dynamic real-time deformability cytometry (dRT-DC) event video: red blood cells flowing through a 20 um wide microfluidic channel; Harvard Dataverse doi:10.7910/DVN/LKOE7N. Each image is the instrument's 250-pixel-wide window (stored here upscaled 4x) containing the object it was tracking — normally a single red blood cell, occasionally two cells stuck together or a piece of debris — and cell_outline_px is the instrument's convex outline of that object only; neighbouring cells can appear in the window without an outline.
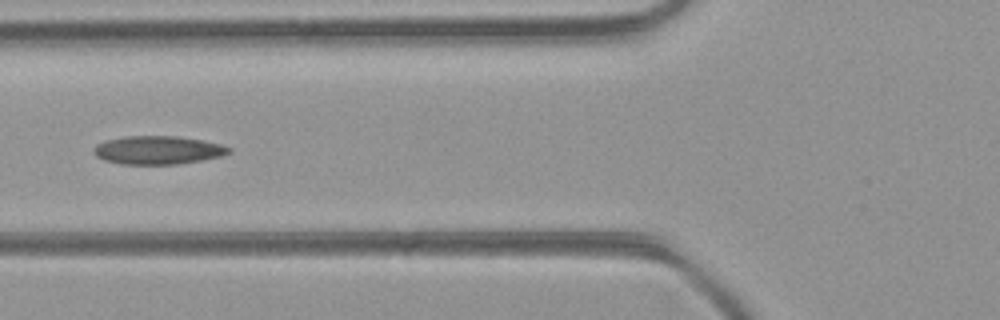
{"species": "common noctule bat (a hibernating species)", "species_latin": "Nyctalus noctula", "temperature_condition": "room temperature", "stored_images_in_passage": 17, "camera_frame_rate_fps": 3000, "um_per_image_px": 0.085, "animal": {"sex": "female", "body_mass_g": 21.9}, "frame": {"image": 1, "passage_image": 10, "time_ms": 3.0, "image_size_px": [1000, 320], "cell_outline_px": [[232, 152], [220, 156], [200, 160], [176, 164], [120, 164], [104, 160], [96, 156], [92, 152], [92, 148], [96, 144], [104, 140], [124, 136], [176, 136], [200, 140], [220, 144], [232, 148]], "centroid_in_image_um": [13.36, 12.75], "position_along_channel_um": 112.4, "area_um2": 22.37}}
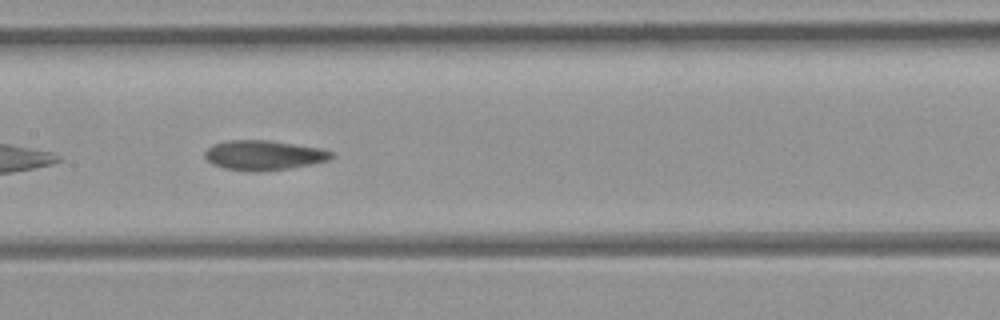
{"frame": {"image": 2, "passage_image": 15, "time_ms": 4.667, "image_size_px": [1000, 320], "cell_outline_px": [[332, 156], [328, 160], [312, 164], [288, 168], [256, 172], [252, 172], [224, 168], [212, 164], [204, 156], [204, 152], [212, 144], [228, 140], [268, 140], [320, 148], [332, 152]], "centroid_in_image_um": [22.37, 13.19], "position_along_channel_um": 185.0, "area_um2": 21.85}}